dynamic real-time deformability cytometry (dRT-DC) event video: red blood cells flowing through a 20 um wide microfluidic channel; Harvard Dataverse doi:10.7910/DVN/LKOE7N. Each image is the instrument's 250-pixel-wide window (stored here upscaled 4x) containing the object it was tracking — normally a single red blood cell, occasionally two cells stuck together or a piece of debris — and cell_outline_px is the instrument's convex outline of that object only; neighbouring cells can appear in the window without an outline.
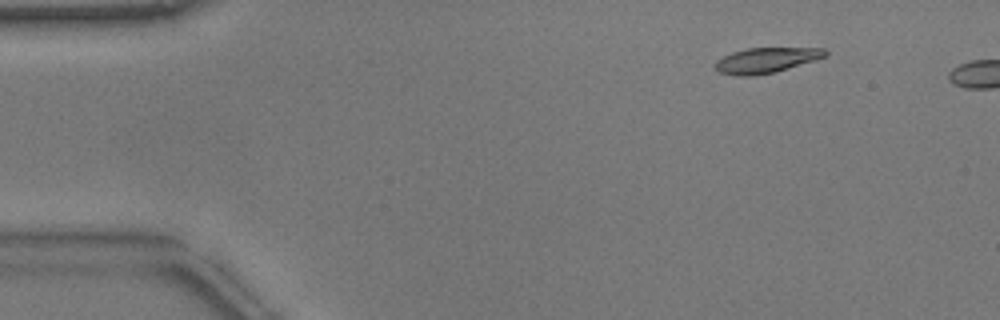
{"species": "common noctule bat (a hibernating species)", "species_latin": "Nyctalus noctula", "temperature_condition": "warm", "stored_images_in_passage": 9, "camera_frame_rate_fps": 3000, "um_per_image_px": 0.085, "animal": {"sex": "male", "body_mass_g": 17.9}, "frame": {"image": 1, "passage_image": 6, "time_ms": 1.667, "image_size_px": [1000, 320], "cell_outline_px": [[828, 56], [816, 60], [776, 72], [752, 76], [740, 76], [720, 72], [712, 68], [712, 64], [716, 60], [732, 52], [748, 48], [824, 48], [828, 52]], "centroid_in_image_um": [65.11, 5.12], "position_along_channel_um": 19.9, "area_um2": 16.42}}